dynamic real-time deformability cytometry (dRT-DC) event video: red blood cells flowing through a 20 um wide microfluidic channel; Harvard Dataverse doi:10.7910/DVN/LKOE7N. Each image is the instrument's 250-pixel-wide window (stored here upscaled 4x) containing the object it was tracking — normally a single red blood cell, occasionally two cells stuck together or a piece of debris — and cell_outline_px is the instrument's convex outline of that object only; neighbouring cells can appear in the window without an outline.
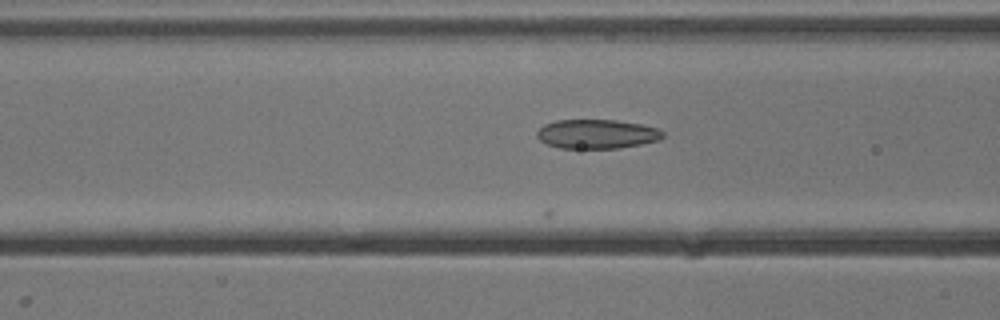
{"species": "common noctule bat (a hibernating species)", "species_latin": "Nyctalus noctula", "temperature_condition": "cold", "stored_images_in_passage": 16, "camera_frame_rate_fps": 3000, "um_per_image_px": 0.085, "animal": {"sex": "male", "body_mass_g": 13.3}, "frame": {"image": 1, "passage_image": 9, "time_ms": 2.667, "image_size_px": [1000, 320], "cell_outline_px": [[664, 136], [660, 140], [620, 148], [560, 148], [548, 144], [540, 140], [536, 136], [536, 132], [544, 124], [556, 120], [616, 120], [640, 124], [656, 128], [664, 132]], "centroid_in_image_um": [50.73, 11.39], "position_along_channel_um": 115.9, "area_um2": 21.39}}